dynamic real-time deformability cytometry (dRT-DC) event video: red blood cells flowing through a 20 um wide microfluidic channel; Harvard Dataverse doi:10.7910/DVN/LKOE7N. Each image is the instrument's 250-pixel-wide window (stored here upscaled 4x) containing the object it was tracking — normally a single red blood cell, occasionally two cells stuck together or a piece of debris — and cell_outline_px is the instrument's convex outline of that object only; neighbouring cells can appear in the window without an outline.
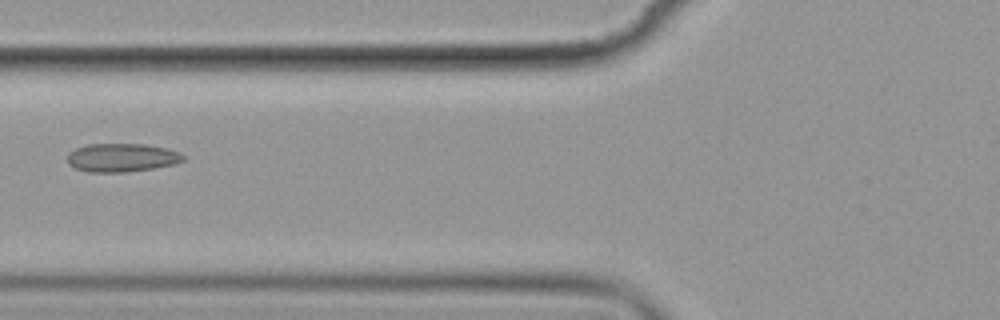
{"species": "common noctule bat (a hibernating species)", "species_latin": "Nyctalus noctula", "temperature_condition": "cold", "stored_images_in_passage": 6, "camera_frame_rate_fps": 3000, "um_per_image_px": 0.085, "animal": {"sex": "female", "body_mass_g": 19.9}, "frame": {"image": 1, "passage_image": 6, "time_ms": 6.667, "image_size_px": [1000, 320], "cell_outline_px": [[184, 160], [176, 164], [128, 172], [88, 172], [72, 168], [68, 164], [68, 152], [76, 148], [88, 144], [144, 144], [168, 148], [180, 152], [184, 156]], "centroid_in_image_um": [10.34, 13.4], "position_along_channel_um": 115.5, "area_um2": 19.42}}